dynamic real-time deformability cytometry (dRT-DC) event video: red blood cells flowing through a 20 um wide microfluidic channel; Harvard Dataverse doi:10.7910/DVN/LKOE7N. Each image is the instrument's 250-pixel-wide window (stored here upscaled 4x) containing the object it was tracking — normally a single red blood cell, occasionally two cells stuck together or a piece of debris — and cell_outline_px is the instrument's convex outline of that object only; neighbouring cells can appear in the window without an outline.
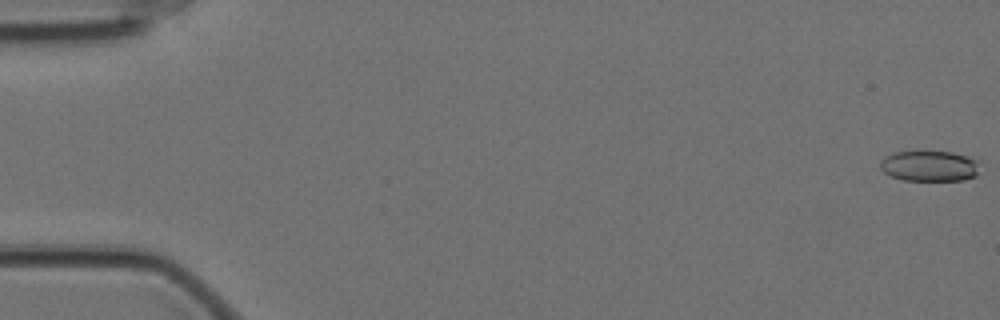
{"species": "Egyptian fruit bat (a non-hibernating species)", "species_latin": "Rousettus aegyptiacus", "temperature_condition": "cold", "stored_images_in_passage": 6, "camera_frame_rate_fps": 3000, "um_per_image_px": 0.085, "animal": {"sex": "female"}, "frame": {"image": 1, "passage_image": 1, "time_ms": 0.0, "image_size_px": [1000, 320], "cell_outline_px": [[980, 160], [976, 176], [964, 180], [904, 180], [892, 176], [884, 172], [880, 168], [880, 160], [884, 156], [892, 152], [952, 152]], "centroid_in_image_um": [79.01, 14.11], "position_along_channel_um": 6.0, "area_um2": 17.8}}